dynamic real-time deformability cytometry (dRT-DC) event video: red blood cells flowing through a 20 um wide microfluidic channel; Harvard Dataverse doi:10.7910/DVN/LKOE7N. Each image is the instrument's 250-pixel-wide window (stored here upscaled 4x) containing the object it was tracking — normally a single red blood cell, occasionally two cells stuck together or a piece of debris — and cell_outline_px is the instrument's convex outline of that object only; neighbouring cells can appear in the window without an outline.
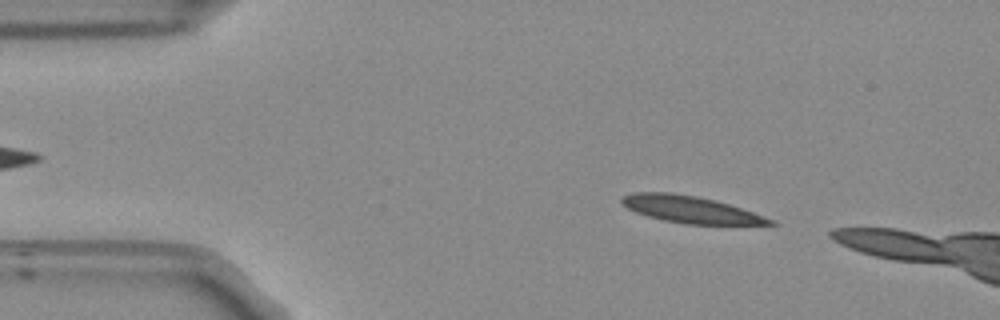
{"species": "Egyptian fruit bat (a non-hibernating species)", "species_latin": "Rousettus aegyptiacus", "temperature_condition": "room temperature", "stored_images_in_passage": 50, "camera_frame_rate_fps": 3000, "um_per_image_px": 0.085, "frame": {"image": 1, "passage_image": 4, "time_ms": 1.0, "image_size_px": [1000, 320], "cell_outline_px": [[780, 224], [684, 224], [664, 220], [648, 216], [636, 212], [620, 204], [620, 196], [636, 192], [668, 192], [696, 196], [728, 204], [776, 220]], "centroid_in_image_um": [58.65, 17.8], "position_along_channel_um": 26.4, "area_um2": 23.0}}
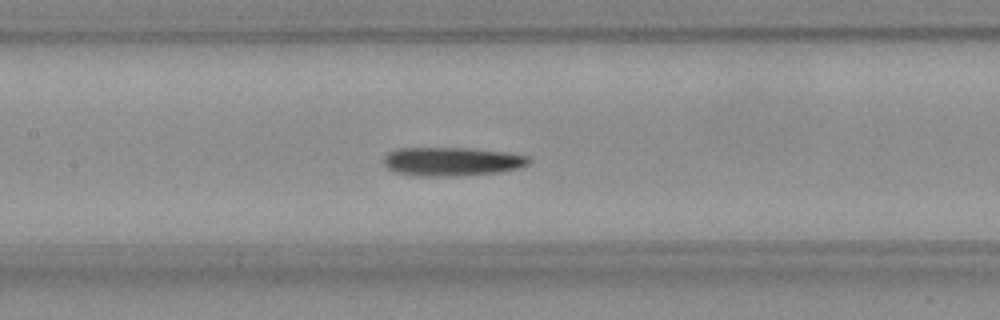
{"frame": {"image": 2, "passage_image": 20, "time_ms": 6.333, "image_size_px": [1000, 320], "cell_outline_px": [[528, 164], [520, 168], [500, 172], [448, 176], [416, 176], [396, 172], [388, 168], [384, 164], [384, 156], [388, 152], [396, 148], [472, 148], [508, 152], [528, 156]], "centroid_in_image_um": [38.39, 13.72], "position_along_channel_um": 169.0, "area_um2": 24.33}}
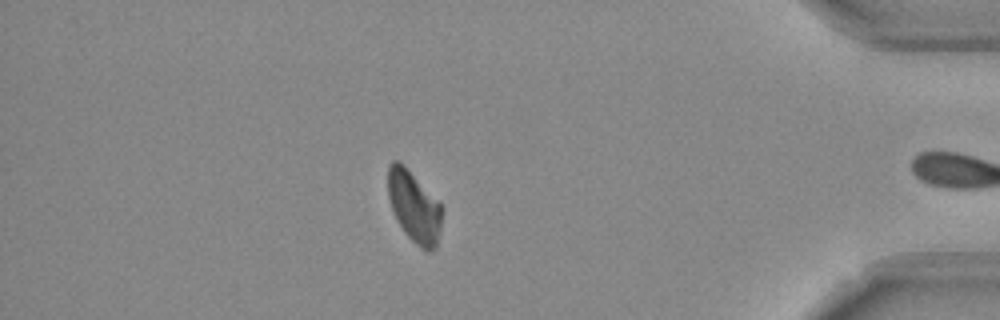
{"frame": {"image": 3, "passage_image": 42, "time_ms": 13.667, "image_size_px": [1000, 320], "cell_outline_px": [[444, 208], [436, 248], [428, 252], [424, 252], [404, 232], [396, 220], [392, 212], [388, 196], [388, 164], [392, 160], [396, 160], [404, 164], [440, 200]], "centroid_in_image_um": [35.22, 17.55], "position_along_channel_um": 400.0, "area_um2": 23.18}, "authors_computed_cell_mechanics": {"area_um2": 23.2934, "velocity_mm_per_s": 3.7563, "shape_relaxation_time_tau1_ms": null, "shape_relaxation_time_tau2_ms": 3.7456, "deformation_change_tau1": null, "deformation_change_tau2": 0.1081}}